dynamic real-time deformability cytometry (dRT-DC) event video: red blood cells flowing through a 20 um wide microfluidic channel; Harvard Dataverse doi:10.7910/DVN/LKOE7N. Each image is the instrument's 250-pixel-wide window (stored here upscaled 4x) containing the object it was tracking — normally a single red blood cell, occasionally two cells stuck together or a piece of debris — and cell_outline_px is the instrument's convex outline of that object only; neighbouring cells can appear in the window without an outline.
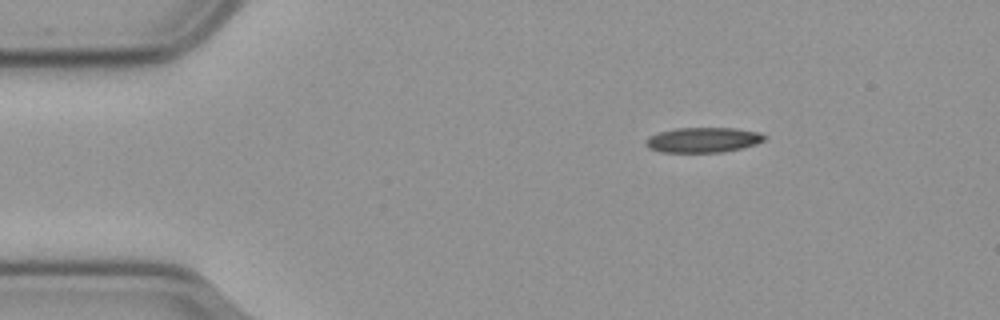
{"species": "common noctule bat (a hibernating species)", "species_latin": "Nyctalus noctula", "temperature_condition": "cold", "stored_images_in_passage": 49, "camera_frame_rate_fps": 3000, "um_per_image_px": 0.085, "animal": {"sex": "male", "body_mass_g": 23.1, "forearm_length_mm": 52.7}, "frame": {"image": 1, "passage_image": 1, "time_ms": 0.0, "image_size_px": [1000, 320], "cell_outline_px": [[768, 136], [764, 140], [756, 144], [724, 152], [660, 152], [648, 148], [644, 144], [644, 140], [660, 132], [676, 128], [736, 128], [760, 132]], "centroid_in_image_um": [59.78, 11.89], "position_along_channel_um": 25.2, "area_um2": 17.4}}
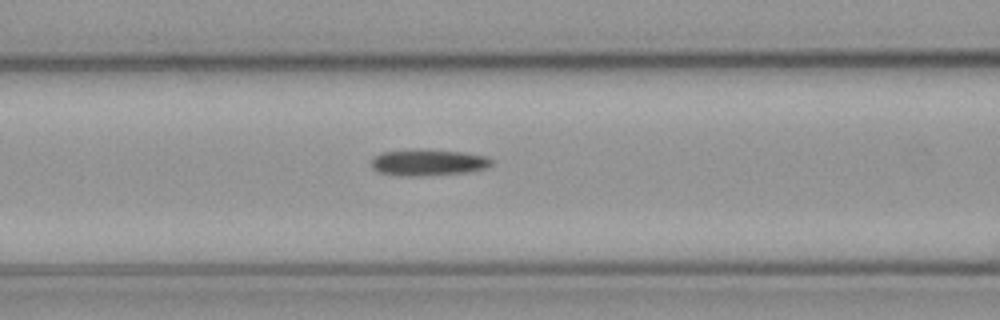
{"frame": {"image": 2, "passage_image": 15, "time_ms": 4.667, "image_size_px": [1000, 320], "cell_outline_px": [[492, 164], [484, 168], [468, 172], [420, 176], [400, 176], [380, 172], [372, 168], [372, 160], [380, 152], [460, 152], [484, 156], [492, 160]], "centroid_in_image_um": [36.39, 13.87], "position_along_channel_um": 130.2, "area_um2": 17.28}}
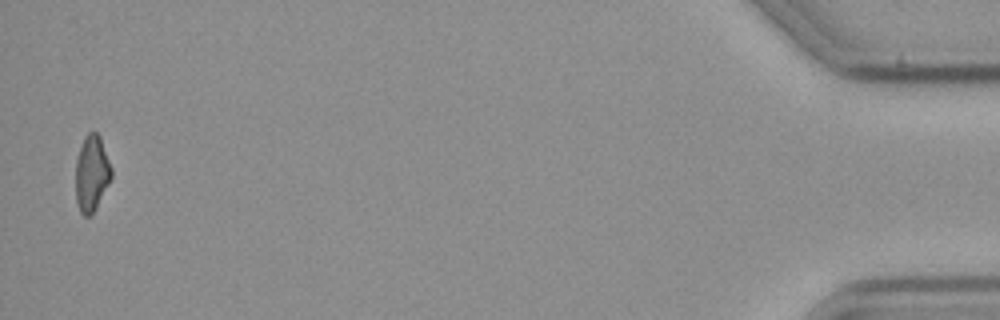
{"frame": {"image": 3, "passage_image": 48, "time_ms": 15.667, "image_size_px": [1000, 320], "cell_outline_px": [[112, 176], [92, 216], [84, 216], [80, 212], [76, 200], [76, 160], [84, 136], [92, 128], [100, 136], [112, 168]], "centroid_in_image_um": [7.79, 14.71], "position_along_channel_um": 427.4, "area_um2": 15.95}}